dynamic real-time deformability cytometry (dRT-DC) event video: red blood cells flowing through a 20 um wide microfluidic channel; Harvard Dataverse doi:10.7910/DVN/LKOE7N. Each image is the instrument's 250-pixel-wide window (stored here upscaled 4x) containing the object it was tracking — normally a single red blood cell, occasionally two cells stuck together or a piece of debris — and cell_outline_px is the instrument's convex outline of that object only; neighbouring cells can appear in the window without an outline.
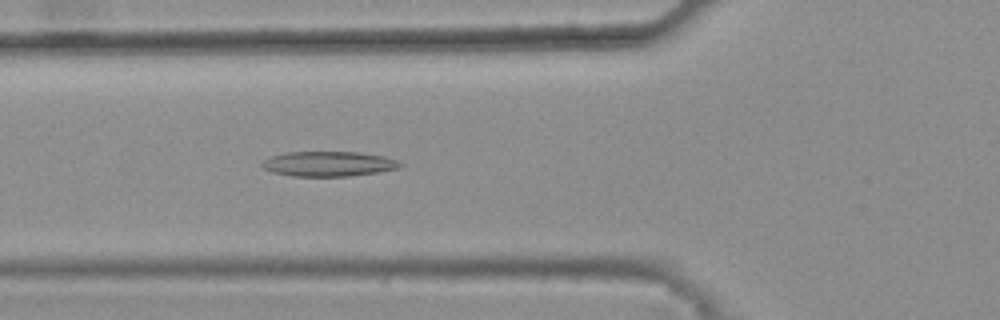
{"species": "common noctule bat (a hibernating species)", "species_latin": "Nyctalus noctula", "temperature_condition": "warm", "stored_images_in_passage": 37, "camera_frame_rate_fps": 3000, "um_per_image_px": 0.085, "animal": {"sex": "female", "body_mass_g": 25.1}, "frame": {"image": 1, "passage_image": 13, "time_ms": 4.0, "image_size_px": [1000, 320], "cell_outline_px": [[404, 164], [400, 168], [380, 172], [348, 176], [292, 176], [272, 172], [264, 168], [260, 164], [264, 160], [272, 156], [288, 152], [360, 152], [384, 156], [396, 160]], "centroid_in_image_um": [27.96, 13.93], "position_along_channel_um": 97.8, "area_um2": 20.11}}
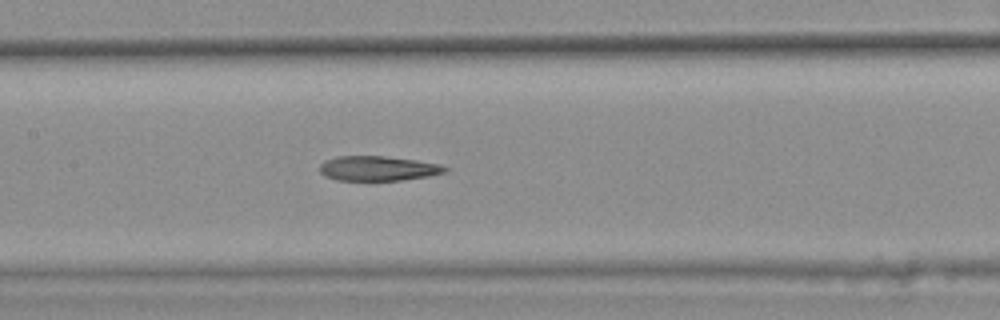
{"frame": {"image": 2, "passage_image": 19, "time_ms": 6.0, "image_size_px": [1000, 320], "cell_outline_px": [[448, 172], [428, 176], [400, 180], [336, 180], [324, 176], [320, 172], [320, 164], [324, 160], [336, 156], [384, 156], [416, 160], [440, 164], [448, 168]], "centroid_in_image_um": [32.11, 14.31], "position_along_channel_um": 175.3, "area_um2": 18.15}}
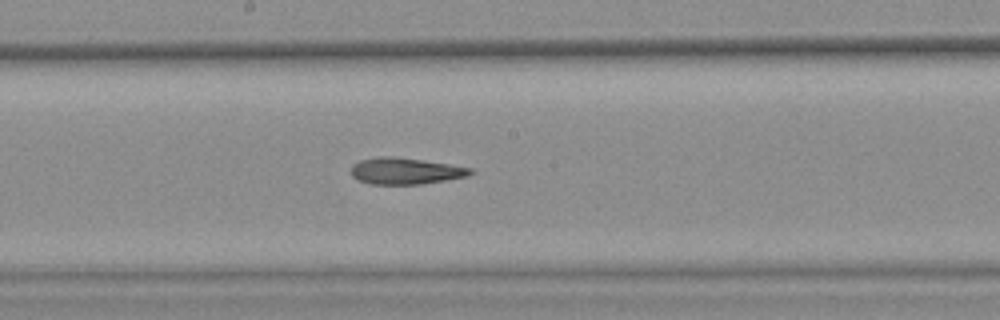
{"frame": {"image": 3, "passage_image": 22, "time_ms": 7.0, "image_size_px": [1000, 320], "cell_outline_px": [[476, 172], [468, 176], [420, 184], [368, 184], [352, 176], [352, 164], [360, 160], [376, 156], [392, 156], [424, 160], [472, 168]], "centroid_in_image_um": [34.46, 14.52], "position_along_channel_um": 213.7, "area_um2": 18.44}, "authors_computed_cell_mechanics": {"area_um2": 18.9584, "velocity_mm_per_s": 3.856, "shape_relaxation_time_tau1_ms": null, "shape_relaxation_time_tau2_ms": 8.2652, "deformation_change_tau1": null, "deformation_change_tau2": 0.2446}}